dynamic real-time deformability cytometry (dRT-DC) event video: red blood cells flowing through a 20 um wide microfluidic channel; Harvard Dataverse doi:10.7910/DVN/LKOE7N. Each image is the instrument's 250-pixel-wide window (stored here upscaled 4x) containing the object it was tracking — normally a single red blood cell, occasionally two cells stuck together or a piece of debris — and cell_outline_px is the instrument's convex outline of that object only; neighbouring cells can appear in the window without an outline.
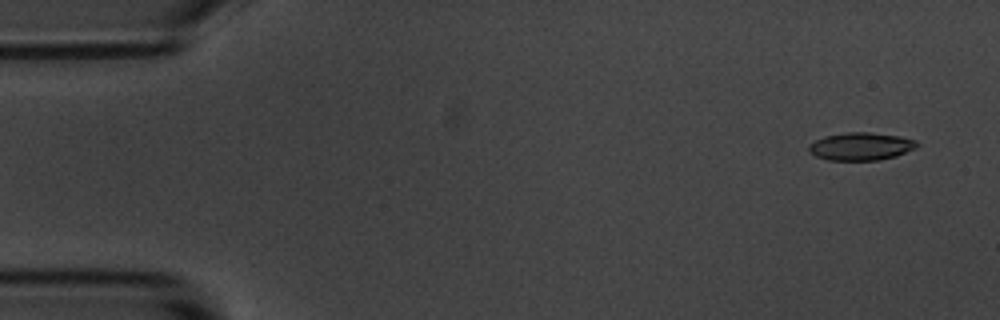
{"species": "common noctule bat (a hibernating species)", "species_latin": "Nyctalus noctula", "temperature_condition": "room temperature", "stored_images_in_passage": 55, "camera_frame_rate_fps": 3000, "um_per_image_px": 0.085, "animal": {"sex": "male", "body_mass_g": 20.1, "forearm_length_mm": 53.5}, "frame": {"image": 1, "passage_image": 3, "time_ms": 0.667, "image_size_px": [1000, 320], "cell_outline_px": [[920, 144], [916, 148], [896, 156], [876, 160], [828, 160], [816, 156], [808, 152], [808, 144], [824, 136], [848, 132], [868, 132], [900, 136], [916, 140]], "centroid_in_image_um": [73.17, 12.44], "position_along_channel_um": 11.8, "area_um2": 17.57}}
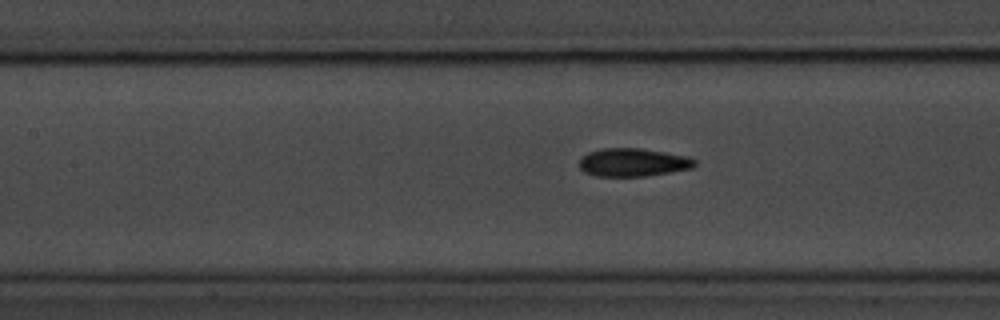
{"frame": {"image": 2, "passage_image": 24, "time_ms": 7.667, "image_size_px": [1000, 320], "cell_outline_px": [[696, 164], [692, 168], [644, 176], [596, 176], [584, 172], [580, 168], [580, 156], [588, 152], [600, 148], [640, 148], [688, 156], [696, 160]], "centroid_in_image_um": [53.77, 13.79], "position_along_channel_um": 153.6, "area_um2": 18.96}}
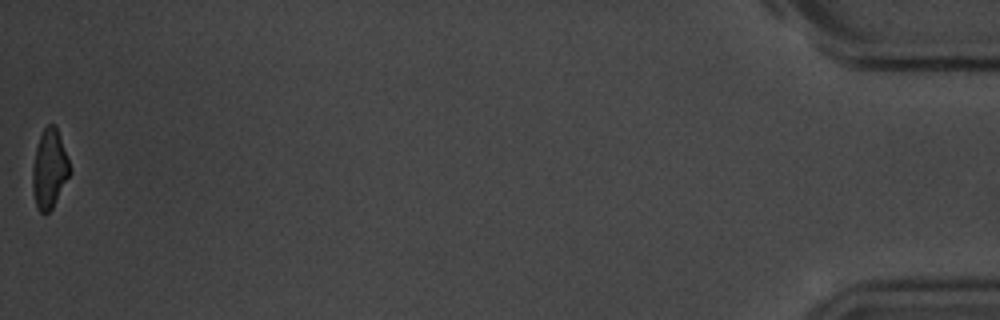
{"frame": {"image": 3, "passage_image": 55, "time_ms": 18.0, "image_size_px": [1000, 320], "cell_outline_px": [[72, 172], [52, 208], [48, 212], [40, 212], [36, 208], [32, 192], [32, 168], [36, 148], [40, 136], [44, 128], [48, 124], [52, 124], [56, 128], [60, 136]], "centroid_in_image_um": [4.19, 14.4], "position_along_channel_um": 431.0, "area_um2": 17.11}, "authors_computed_cell_mechanics": {"area_um2": 18.6116, "velocity_mm_per_s": 3.6415, "shape_relaxation_time_tau1_ms": 3.0117, "shape_relaxation_time_tau2_ms": 1.9253, "deformation_change_tau1": 0.1319, "deformation_change_tau2": 0.0794}}